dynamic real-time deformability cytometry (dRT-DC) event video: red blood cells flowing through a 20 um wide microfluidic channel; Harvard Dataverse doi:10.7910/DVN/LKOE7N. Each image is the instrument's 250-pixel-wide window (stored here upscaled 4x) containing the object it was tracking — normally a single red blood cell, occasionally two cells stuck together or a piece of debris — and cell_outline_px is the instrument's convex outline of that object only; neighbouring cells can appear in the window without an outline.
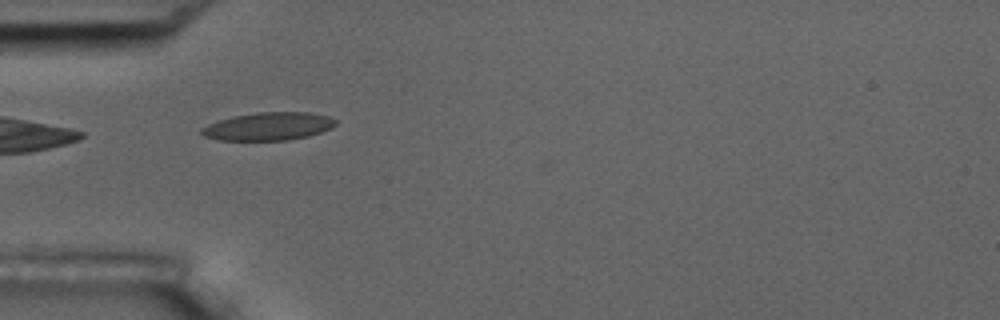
{"species": "common noctule bat (a hibernating species)", "species_latin": "Nyctalus noctula", "temperature_condition": "room temperature", "stored_images_in_passage": 5, "camera_frame_rate_fps": 3000, "um_per_image_px": 0.085, "animal": {"sex": "male", "body_mass_g": 17.5, "forearm_length_mm": 52.3}, "frame": {"image": 1, "passage_image": 4, "time_ms": 3.333, "image_size_px": [1000, 320], "cell_outline_px": [[336, 124], [332, 128], [308, 136], [288, 140], [220, 140], [204, 136], [200, 132], [200, 128], [208, 124], [232, 116], [256, 112], [312, 112], [328, 116], [336, 120]], "centroid_in_image_um": [22.82, 10.73], "position_along_channel_um": 62.2, "area_um2": 21.91}}